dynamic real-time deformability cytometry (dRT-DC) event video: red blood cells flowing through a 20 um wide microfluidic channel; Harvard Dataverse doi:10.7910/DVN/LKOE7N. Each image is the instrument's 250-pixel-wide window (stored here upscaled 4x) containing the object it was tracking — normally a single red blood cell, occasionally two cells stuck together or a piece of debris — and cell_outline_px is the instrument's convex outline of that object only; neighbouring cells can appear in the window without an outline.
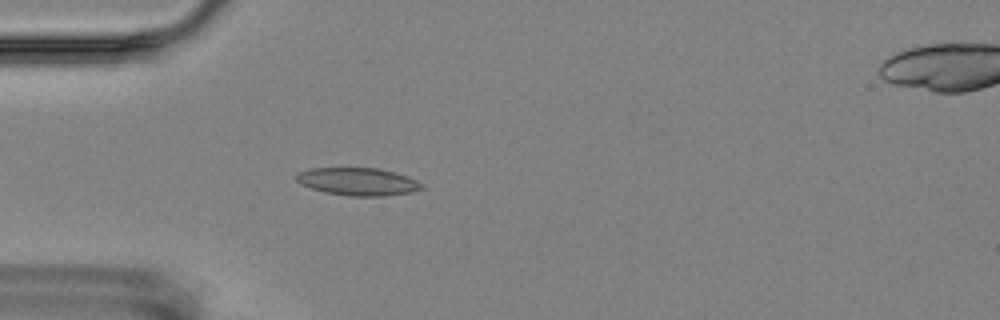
{"species": "Egyptian fruit bat (a non-hibernating species)", "species_latin": "Rousettus aegyptiacus", "temperature_condition": "room temperature", "stored_images_in_passage": 2, "camera_frame_rate_fps": 3000, "um_per_image_px": 0.085, "animal": {"sex": "female"}, "frame": {"image": 1, "passage_image": 1, "time_ms": 0.0, "image_size_px": [1000, 320], "cell_outline_px": [[424, 188], [412, 192], [384, 196], [348, 196], [324, 192], [300, 184], [296, 180], [296, 176], [300, 172], [308, 168], [376, 168], [408, 176], [424, 184]], "centroid_in_image_um": [30.43, 15.44], "position_along_channel_um": 54.6, "area_um2": 20.23}}